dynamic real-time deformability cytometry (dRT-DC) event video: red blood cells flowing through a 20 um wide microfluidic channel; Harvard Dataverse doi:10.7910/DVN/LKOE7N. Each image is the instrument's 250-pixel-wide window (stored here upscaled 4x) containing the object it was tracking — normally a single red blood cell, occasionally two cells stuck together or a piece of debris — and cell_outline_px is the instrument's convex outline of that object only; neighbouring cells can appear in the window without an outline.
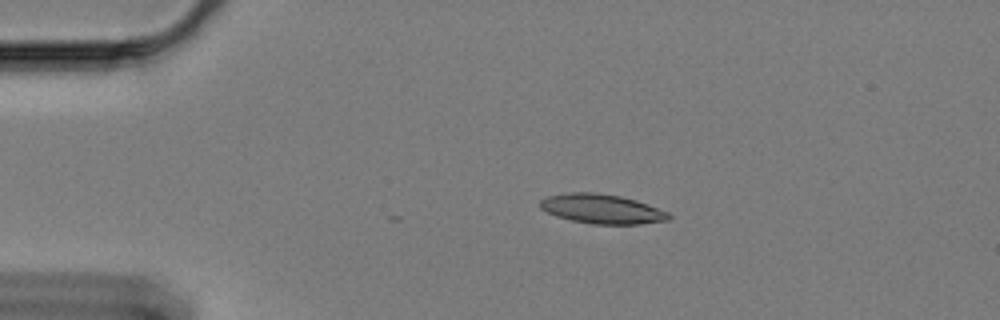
{"species": "Egyptian fruit bat (a non-hibernating species)", "species_latin": "Rousettus aegyptiacus", "temperature_condition": "cold", "stored_images_in_passage": 3, "camera_frame_rate_fps": 3000, "um_per_image_px": 0.085, "animal": {"sex": "female"}, "frame": {"image": 1, "passage_image": 1, "time_ms": 0.0, "image_size_px": [1000, 320], "cell_outline_px": [[672, 216], [668, 220], [640, 224], [592, 224], [572, 220], [556, 216], [540, 208], [540, 200], [548, 196], [568, 192], [596, 192], [620, 196], [636, 200], [668, 212]], "centroid_in_image_um": [51.16, 17.75], "position_along_channel_um": 33.8, "area_um2": 22.02}}